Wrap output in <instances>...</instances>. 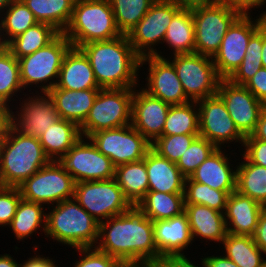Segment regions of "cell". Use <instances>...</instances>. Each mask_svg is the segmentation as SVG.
<instances>
[{"label":"cell","mask_w":266,"mask_h":267,"mask_svg":"<svg viewBox=\"0 0 266 267\" xmlns=\"http://www.w3.org/2000/svg\"><path fill=\"white\" fill-rule=\"evenodd\" d=\"M98 240L95 247L121 263L150 267L160 261L153 221L136 206L99 223Z\"/></svg>","instance_id":"obj_1"},{"label":"cell","mask_w":266,"mask_h":267,"mask_svg":"<svg viewBox=\"0 0 266 267\" xmlns=\"http://www.w3.org/2000/svg\"><path fill=\"white\" fill-rule=\"evenodd\" d=\"M79 49L88 58L95 80L101 89L139 87L140 57L127 35L92 41Z\"/></svg>","instance_id":"obj_2"},{"label":"cell","mask_w":266,"mask_h":267,"mask_svg":"<svg viewBox=\"0 0 266 267\" xmlns=\"http://www.w3.org/2000/svg\"><path fill=\"white\" fill-rule=\"evenodd\" d=\"M49 162L38 138L22 135L6 124L0 138L1 186L18 187Z\"/></svg>","instance_id":"obj_3"},{"label":"cell","mask_w":266,"mask_h":267,"mask_svg":"<svg viewBox=\"0 0 266 267\" xmlns=\"http://www.w3.org/2000/svg\"><path fill=\"white\" fill-rule=\"evenodd\" d=\"M46 212L45 237L74 248L95 247L99 238V222L74 198L51 206Z\"/></svg>","instance_id":"obj_4"},{"label":"cell","mask_w":266,"mask_h":267,"mask_svg":"<svg viewBox=\"0 0 266 267\" xmlns=\"http://www.w3.org/2000/svg\"><path fill=\"white\" fill-rule=\"evenodd\" d=\"M63 34L75 48L122 35L116 26L109 0H76Z\"/></svg>","instance_id":"obj_5"},{"label":"cell","mask_w":266,"mask_h":267,"mask_svg":"<svg viewBox=\"0 0 266 267\" xmlns=\"http://www.w3.org/2000/svg\"><path fill=\"white\" fill-rule=\"evenodd\" d=\"M71 47V42L63 33H59L45 47L19 58L20 80L24 90L34 85L41 90L40 93H48L54 88L63 58Z\"/></svg>","instance_id":"obj_6"},{"label":"cell","mask_w":266,"mask_h":267,"mask_svg":"<svg viewBox=\"0 0 266 267\" xmlns=\"http://www.w3.org/2000/svg\"><path fill=\"white\" fill-rule=\"evenodd\" d=\"M134 88L100 89L90 112L80 126L82 137L131 124Z\"/></svg>","instance_id":"obj_7"},{"label":"cell","mask_w":266,"mask_h":267,"mask_svg":"<svg viewBox=\"0 0 266 267\" xmlns=\"http://www.w3.org/2000/svg\"><path fill=\"white\" fill-rule=\"evenodd\" d=\"M195 27V53L213 58L232 23L241 15L223 2L191 8Z\"/></svg>","instance_id":"obj_8"},{"label":"cell","mask_w":266,"mask_h":267,"mask_svg":"<svg viewBox=\"0 0 266 267\" xmlns=\"http://www.w3.org/2000/svg\"><path fill=\"white\" fill-rule=\"evenodd\" d=\"M181 8L182 6L175 0H156L145 16L127 34L130 44L140 58L146 56L166 58L155 47L160 43L163 44L167 27Z\"/></svg>","instance_id":"obj_9"},{"label":"cell","mask_w":266,"mask_h":267,"mask_svg":"<svg viewBox=\"0 0 266 267\" xmlns=\"http://www.w3.org/2000/svg\"><path fill=\"white\" fill-rule=\"evenodd\" d=\"M75 181L58 163L50 161L30 178L26 179L18 189L23 199L42 205L58 204L74 197Z\"/></svg>","instance_id":"obj_10"},{"label":"cell","mask_w":266,"mask_h":267,"mask_svg":"<svg viewBox=\"0 0 266 267\" xmlns=\"http://www.w3.org/2000/svg\"><path fill=\"white\" fill-rule=\"evenodd\" d=\"M73 198L99 223L132 207L115 178L77 182Z\"/></svg>","instance_id":"obj_11"},{"label":"cell","mask_w":266,"mask_h":267,"mask_svg":"<svg viewBox=\"0 0 266 267\" xmlns=\"http://www.w3.org/2000/svg\"><path fill=\"white\" fill-rule=\"evenodd\" d=\"M255 18L241 14L226 32L212 58L221 79H228L242 63L251 36L266 22V10Z\"/></svg>","instance_id":"obj_12"},{"label":"cell","mask_w":266,"mask_h":267,"mask_svg":"<svg viewBox=\"0 0 266 267\" xmlns=\"http://www.w3.org/2000/svg\"><path fill=\"white\" fill-rule=\"evenodd\" d=\"M168 60L175 67L184 93L190 101L197 102L217 94L221 78L211 57L191 53L173 55Z\"/></svg>","instance_id":"obj_13"},{"label":"cell","mask_w":266,"mask_h":267,"mask_svg":"<svg viewBox=\"0 0 266 267\" xmlns=\"http://www.w3.org/2000/svg\"><path fill=\"white\" fill-rule=\"evenodd\" d=\"M88 138L115 167L143 160L151 149V143L131 124L98 131Z\"/></svg>","instance_id":"obj_14"},{"label":"cell","mask_w":266,"mask_h":267,"mask_svg":"<svg viewBox=\"0 0 266 267\" xmlns=\"http://www.w3.org/2000/svg\"><path fill=\"white\" fill-rule=\"evenodd\" d=\"M58 163L72 176L75 183L115 177L112 161L89 138L81 137Z\"/></svg>","instance_id":"obj_15"},{"label":"cell","mask_w":266,"mask_h":267,"mask_svg":"<svg viewBox=\"0 0 266 267\" xmlns=\"http://www.w3.org/2000/svg\"><path fill=\"white\" fill-rule=\"evenodd\" d=\"M199 109V136L204 137L217 148L226 143H240L245 137L236 128L222 98L216 94L197 101Z\"/></svg>","instance_id":"obj_16"},{"label":"cell","mask_w":266,"mask_h":267,"mask_svg":"<svg viewBox=\"0 0 266 267\" xmlns=\"http://www.w3.org/2000/svg\"><path fill=\"white\" fill-rule=\"evenodd\" d=\"M32 93L33 97L29 96L22 102L20 98V107H15L16 114L12 111L14 107L9 109V123L22 135L39 139L48 127L60 118L53 100L47 93Z\"/></svg>","instance_id":"obj_17"},{"label":"cell","mask_w":266,"mask_h":267,"mask_svg":"<svg viewBox=\"0 0 266 267\" xmlns=\"http://www.w3.org/2000/svg\"><path fill=\"white\" fill-rule=\"evenodd\" d=\"M217 94L224 101L236 128L244 136L251 135L257 125L264 104L259 101L244 85L221 79Z\"/></svg>","instance_id":"obj_18"},{"label":"cell","mask_w":266,"mask_h":267,"mask_svg":"<svg viewBox=\"0 0 266 267\" xmlns=\"http://www.w3.org/2000/svg\"><path fill=\"white\" fill-rule=\"evenodd\" d=\"M148 67L146 88L142 87L149 95L161 99L170 105H182L190 102L184 93L183 86L177 76L173 64L167 58L146 56L140 58V68L145 63Z\"/></svg>","instance_id":"obj_19"},{"label":"cell","mask_w":266,"mask_h":267,"mask_svg":"<svg viewBox=\"0 0 266 267\" xmlns=\"http://www.w3.org/2000/svg\"><path fill=\"white\" fill-rule=\"evenodd\" d=\"M170 104L134 88L131 125L151 144L162 136Z\"/></svg>","instance_id":"obj_20"},{"label":"cell","mask_w":266,"mask_h":267,"mask_svg":"<svg viewBox=\"0 0 266 267\" xmlns=\"http://www.w3.org/2000/svg\"><path fill=\"white\" fill-rule=\"evenodd\" d=\"M154 241L163 259H187L183 250L193 243L185 212L166 220L153 221Z\"/></svg>","instance_id":"obj_21"},{"label":"cell","mask_w":266,"mask_h":267,"mask_svg":"<svg viewBox=\"0 0 266 267\" xmlns=\"http://www.w3.org/2000/svg\"><path fill=\"white\" fill-rule=\"evenodd\" d=\"M262 211L263 205L259 202L237 191L232 192L224 212L227 233L252 236Z\"/></svg>","instance_id":"obj_22"},{"label":"cell","mask_w":266,"mask_h":267,"mask_svg":"<svg viewBox=\"0 0 266 267\" xmlns=\"http://www.w3.org/2000/svg\"><path fill=\"white\" fill-rule=\"evenodd\" d=\"M217 148L189 177L218 191H236V169L229 155ZM232 167V168H231Z\"/></svg>","instance_id":"obj_23"},{"label":"cell","mask_w":266,"mask_h":267,"mask_svg":"<svg viewBox=\"0 0 266 267\" xmlns=\"http://www.w3.org/2000/svg\"><path fill=\"white\" fill-rule=\"evenodd\" d=\"M56 87L75 91L101 89L88 58L79 48L71 47L65 54Z\"/></svg>","instance_id":"obj_24"},{"label":"cell","mask_w":266,"mask_h":267,"mask_svg":"<svg viewBox=\"0 0 266 267\" xmlns=\"http://www.w3.org/2000/svg\"><path fill=\"white\" fill-rule=\"evenodd\" d=\"M148 173V191L184 193L186 177L176 163L150 149L144 159Z\"/></svg>","instance_id":"obj_25"},{"label":"cell","mask_w":266,"mask_h":267,"mask_svg":"<svg viewBox=\"0 0 266 267\" xmlns=\"http://www.w3.org/2000/svg\"><path fill=\"white\" fill-rule=\"evenodd\" d=\"M99 90L75 91L55 86L47 94L53 100L59 118L74 122L80 127L87 118Z\"/></svg>","instance_id":"obj_26"},{"label":"cell","mask_w":266,"mask_h":267,"mask_svg":"<svg viewBox=\"0 0 266 267\" xmlns=\"http://www.w3.org/2000/svg\"><path fill=\"white\" fill-rule=\"evenodd\" d=\"M184 212L188 218L193 241L199 236L206 242L209 240L222 243L227 234L223 212L199 204H185Z\"/></svg>","instance_id":"obj_27"},{"label":"cell","mask_w":266,"mask_h":267,"mask_svg":"<svg viewBox=\"0 0 266 267\" xmlns=\"http://www.w3.org/2000/svg\"><path fill=\"white\" fill-rule=\"evenodd\" d=\"M82 137L80 127L74 122L58 119L39 138L45 155L58 161Z\"/></svg>","instance_id":"obj_28"},{"label":"cell","mask_w":266,"mask_h":267,"mask_svg":"<svg viewBox=\"0 0 266 267\" xmlns=\"http://www.w3.org/2000/svg\"><path fill=\"white\" fill-rule=\"evenodd\" d=\"M178 54L195 53V27L191 8L182 7L167 27L163 43Z\"/></svg>","instance_id":"obj_29"},{"label":"cell","mask_w":266,"mask_h":267,"mask_svg":"<svg viewBox=\"0 0 266 267\" xmlns=\"http://www.w3.org/2000/svg\"><path fill=\"white\" fill-rule=\"evenodd\" d=\"M136 207L152 221L170 219L185 211L184 193L148 191Z\"/></svg>","instance_id":"obj_30"},{"label":"cell","mask_w":266,"mask_h":267,"mask_svg":"<svg viewBox=\"0 0 266 267\" xmlns=\"http://www.w3.org/2000/svg\"><path fill=\"white\" fill-rule=\"evenodd\" d=\"M114 178L132 206H136L148 192V173L144 160L116 166Z\"/></svg>","instance_id":"obj_31"},{"label":"cell","mask_w":266,"mask_h":267,"mask_svg":"<svg viewBox=\"0 0 266 267\" xmlns=\"http://www.w3.org/2000/svg\"><path fill=\"white\" fill-rule=\"evenodd\" d=\"M243 161L236 165V191L266 204V167L251 163L242 153Z\"/></svg>","instance_id":"obj_32"},{"label":"cell","mask_w":266,"mask_h":267,"mask_svg":"<svg viewBox=\"0 0 266 267\" xmlns=\"http://www.w3.org/2000/svg\"><path fill=\"white\" fill-rule=\"evenodd\" d=\"M45 205L31 202L21 198L16 213L8 226L17 240L23 241L31 237L34 232L41 229L45 233L46 213Z\"/></svg>","instance_id":"obj_33"},{"label":"cell","mask_w":266,"mask_h":267,"mask_svg":"<svg viewBox=\"0 0 266 267\" xmlns=\"http://www.w3.org/2000/svg\"><path fill=\"white\" fill-rule=\"evenodd\" d=\"M222 244L225 251L223 254L239 267H264L266 265V259H264L266 256H263V251L250 235L227 233Z\"/></svg>","instance_id":"obj_34"},{"label":"cell","mask_w":266,"mask_h":267,"mask_svg":"<svg viewBox=\"0 0 266 267\" xmlns=\"http://www.w3.org/2000/svg\"><path fill=\"white\" fill-rule=\"evenodd\" d=\"M38 22L52 25L60 33L68 26L76 0H22Z\"/></svg>","instance_id":"obj_35"},{"label":"cell","mask_w":266,"mask_h":267,"mask_svg":"<svg viewBox=\"0 0 266 267\" xmlns=\"http://www.w3.org/2000/svg\"><path fill=\"white\" fill-rule=\"evenodd\" d=\"M36 23L38 21L22 0H12L0 17V44L6 46Z\"/></svg>","instance_id":"obj_36"},{"label":"cell","mask_w":266,"mask_h":267,"mask_svg":"<svg viewBox=\"0 0 266 267\" xmlns=\"http://www.w3.org/2000/svg\"><path fill=\"white\" fill-rule=\"evenodd\" d=\"M60 32L48 23L38 22L24 33L12 39L6 48L17 58L33 54L38 49L45 47Z\"/></svg>","instance_id":"obj_37"},{"label":"cell","mask_w":266,"mask_h":267,"mask_svg":"<svg viewBox=\"0 0 266 267\" xmlns=\"http://www.w3.org/2000/svg\"><path fill=\"white\" fill-rule=\"evenodd\" d=\"M20 65L18 59L0 44V104L10 109L11 101H16L17 93H22ZM14 97V98H12Z\"/></svg>","instance_id":"obj_38"},{"label":"cell","mask_w":266,"mask_h":267,"mask_svg":"<svg viewBox=\"0 0 266 267\" xmlns=\"http://www.w3.org/2000/svg\"><path fill=\"white\" fill-rule=\"evenodd\" d=\"M199 134V109L196 101L170 105L162 135Z\"/></svg>","instance_id":"obj_39"},{"label":"cell","mask_w":266,"mask_h":267,"mask_svg":"<svg viewBox=\"0 0 266 267\" xmlns=\"http://www.w3.org/2000/svg\"><path fill=\"white\" fill-rule=\"evenodd\" d=\"M156 0H109L115 23L121 34L127 35L145 16Z\"/></svg>","instance_id":"obj_40"},{"label":"cell","mask_w":266,"mask_h":267,"mask_svg":"<svg viewBox=\"0 0 266 267\" xmlns=\"http://www.w3.org/2000/svg\"><path fill=\"white\" fill-rule=\"evenodd\" d=\"M234 191H218L208 185L192 181L189 177L185 180V204L205 205L219 212H225L229 195Z\"/></svg>","instance_id":"obj_41"},{"label":"cell","mask_w":266,"mask_h":267,"mask_svg":"<svg viewBox=\"0 0 266 267\" xmlns=\"http://www.w3.org/2000/svg\"><path fill=\"white\" fill-rule=\"evenodd\" d=\"M261 52L262 26L251 36L242 63L228 79L234 84L245 85L263 67Z\"/></svg>","instance_id":"obj_42"},{"label":"cell","mask_w":266,"mask_h":267,"mask_svg":"<svg viewBox=\"0 0 266 267\" xmlns=\"http://www.w3.org/2000/svg\"><path fill=\"white\" fill-rule=\"evenodd\" d=\"M216 149L217 147L210 141L197 136L179 158L176 165L180 172L188 178Z\"/></svg>","instance_id":"obj_43"},{"label":"cell","mask_w":266,"mask_h":267,"mask_svg":"<svg viewBox=\"0 0 266 267\" xmlns=\"http://www.w3.org/2000/svg\"><path fill=\"white\" fill-rule=\"evenodd\" d=\"M197 136L199 134L162 135L151 144V149L159 156L177 163Z\"/></svg>","instance_id":"obj_44"},{"label":"cell","mask_w":266,"mask_h":267,"mask_svg":"<svg viewBox=\"0 0 266 267\" xmlns=\"http://www.w3.org/2000/svg\"><path fill=\"white\" fill-rule=\"evenodd\" d=\"M80 252V259H76L74 267H119L122 263L115 257L101 252L96 247L75 248Z\"/></svg>","instance_id":"obj_45"},{"label":"cell","mask_w":266,"mask_h":267,"mask_svg":"<svg viewBox=\"0 0 266 267\" xmlns=\"http://www.w3.org/2000/svg\"><path fill=\"white\" fill-rule=\"evenodd\" d=\"M21 198L18 187L0 186V227L10 225Z\"/></svg>","instance_id":"obj_46"},{"label":"cell","mask_w":266,"mask_h":267,"mask_svg":"<svg viewBox=\"0 0 266 267\" xmlns=\"http://www.w3.org/2000/svg\"><path fill=\"white\" fill-rule=\"evenodd\" d=\"M243 147L245 150L241 152L251 163L266 167V142L249 135L245 137Z\"/></svg>","instance_id":"obj_47"},{"label":"cell","mask_w":266,"mask_h":267,"mask_svg":"<svg viewBox=\"0 0 266 267\" xmlns=\"http://www.w3.org/2000/svg\"><path fill=\"white\" fill-rule=\"evenodd\" d=\"M259 101L266 105V68L262 67L244 85Z\"/></svg>","instance_id":"obj_48"},{"label":"cell","mask_w":266,"mask_h":267,"mask_svg":"<svg viewBox=\"0 0 266 267\" xmlns=\"http://www.w3.org/2000/svg\"><path fill=\"white\" fill-rule=\"evenodd\" d=\"M232 9L239 11L241 14H251L252 8H262L266 0H220Z\"/></svg>","instance_id":"obj_49"},{"label":"cell","mask_w":266,"mask_h":267,"mask_svg":"<svg viewBox=\"0 0 266 267\" xmlns=\"http://www.w3.org/2000/svg\"><path fill=\"white\" fill-rule=\"evenodd\" d=\"M252 237L255 244L266 255V212L264 210L259 215L257 228Z\"/></svg>","instance_id":"obj_50"},{"label":"cell","mask_w":266,"mask_h":267,"mask_svg":"<svg viewBox=\"0 0 266 267\" xmlns=\"http://www.w3.org/2000/svg\"><path fill=\"white\" fill-rule=\"evenodd\" d=\"M203 267H239L235 262L230 260L225 255L220 256H205L201 258Z\"/></svg>","instance_id":"obj_51"},{"label":"cell","mask_w":266,"mask_h":267,"mask_svg":"<svg viewBox=\"0 0 266 267\" xmlns=\"http://www.w3.org/2000/svg\"><path fill=\"white\" fill-rule=\"evenodd\" d=\"M42 255H33V257L28 258L24 263H20L19 267H58L53 261L54 258L45 257Z\"/></svg>","instance_id":"obj_52"},{"label":"cell","mask_w":266,"mask_h":267,"mask_svg":"<svg viewBox=\"0 0 266 267\" xmlns=\"http://www.w3.org/2000/svg\"><path fill=\"white\" fill-rule=\"evenodd\" d=\"M251 135L255 139L266 142V105L262 107L256 128Z\"/></svg>","instance_id":"obj_53"},{"label":"cell","mask_w":266,"mask_h":267,"mask_svg":"<svg viewBox=\"0 0 266 267\" xmlns=\"http://www.w3.org/2000/svg\"><path fill=\"white\" fill-rule=\"evenodd\" d=\"M150 267H201L196 266V264L187 259H163ZM203 267V266H202Z\"/></svg>","instance_id":"obj_54"},{"label":"cell","mask_w":266,"mask_h":267,"mask_svg":"<svg viewBox=\"0 0 266 267\" xmlns=\"http://www.w3.org/2000/svg\"><path fill=\"white\" fill-rule=\"evenodd\" d=\"M182 7L193 8L201 5H211L220 2V0H175Z\"/></svg>","instance_id":"obj_55"},{"label":"cell","mask_w":266,"mask_h":267,"mask_svg":"<svg viewBox=\"0 0 266 267\" xmlns=\"http://www.w3.org/2000/svg\"><path fill=\"white\" fill-rule=\"evenodd\" d=\"M9 122V110L0 104V138L4 132L6 124Z\"/></svg>","instance_id":"obj_56"},{"label":"cell","mask_w":266,"mask_h":267,"mask_svg":"<svg viewBox=\"0 0 266 267\" xmlns=\"http://www.w3.org/2000/svg\"><path fill=\"white\" fill-rule=\"evenodd\" d=\"M19 263L9 254L0 255V267H19Z\"/></svg>","instance_id":"obj_57"},{"label":"cell","mask_w":266,"mask_h":267,"mask_svg":"<svg viewBox=\"0 0 266 267\" xmlns=\"http://www.w3.org/2000/svg\"><path fill=\"white\" fill-rule=\"evenodd\" d=\"M262 64L266 68V22L262 25Z\"/></svg>","instance_id":"obj_58"},{"label":"cell","mask_w":266,"mask_h":267,"mask_svg":"<svg viewBox=\"0 0 266 267\" xmlns=\"http://www.w3.org/2000/svg\"><path fill=\"white\" fill-rule=\"evenodd\" d=\"M12 0H0V17L3 12L8 8Z\"/></svg>","instance_id":"obj_59"},{"label":"cell","mask_w":266,"mask_h":267,"mask_svg":"<svg viewBox=\"0 0 266 267\" xmlns=\"http://www.w3.org/2000/svg\"><path fill=\"white\" fill-rule=\"evenodd\" d=\"M119 267H142V266L130 263H122Z\"/></svg>","instance_id":"obj_60"},{"label":"cell","mask_w":266,"mask_h":267,"mask_svg":"<svg viewBox=\"0 0 266 267\" xmlns=\"http://www.w3.org/2000/svg\"><path fill=\"white\" fill-rule=\"evenodd\" d=\"M263 210L266 212V204L263 206Z\"/></svg>","instance_id":"obj_61"}]
</instances>
